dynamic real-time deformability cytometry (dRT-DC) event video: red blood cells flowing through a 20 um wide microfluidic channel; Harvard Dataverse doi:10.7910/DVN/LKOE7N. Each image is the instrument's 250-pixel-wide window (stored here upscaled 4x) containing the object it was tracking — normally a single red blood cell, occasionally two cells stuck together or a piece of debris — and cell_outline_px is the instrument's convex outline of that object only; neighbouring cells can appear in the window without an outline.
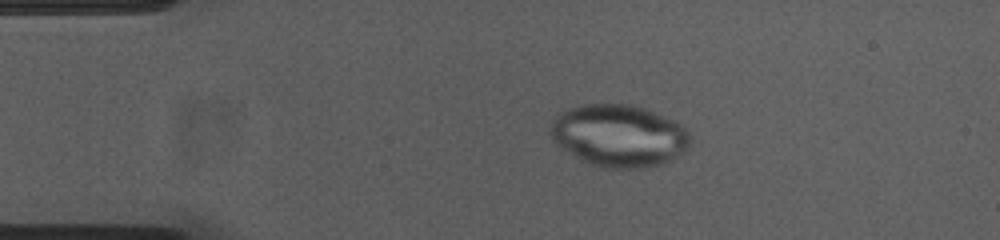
{"species": "common noctule bat (a hibernating species)", "species_latin": "Nyctalus noctula", "temperature_condition": "cold", "stored_images_in_passage": 53, "camera_frame_rate_fps": 3000, "um_per_image_px": 0.085, "animal": {"sex": "female", "body_mass_g": 23.0, "forearm_length_mm": 53.4}, "frame": {"image": 1, "passage_image": 10, "time_ms": 3.0, "image_size_px": [1000, 240], "cell_outline_px": [[688, 148], [684, 152], [664, 164], [644, 168], [600, 168], [588, 164], [580, 160], [568, 152], [552, 140], [548, 128], [552, 120], [560, 112], [584, 104], [632, 104], [644, 108], [672, 120], [680, 124], [688, 132]], "centroid_in_image_um": [52.57, 11.55], "position_along_channel_um": 32.4, "area_um2": 50.81}}
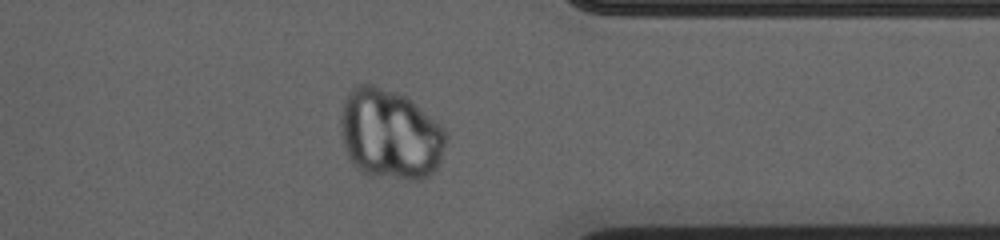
{"frame": {"image": 2, "passage_image": 42, "time_ms": 13.667, "image_size_px": [1000, 240], "cell_outline_px": [[448, 136], [440, 164], [428, 176], [420, 180], [408, 180], [368, 176], [352, 164], [344, 148], [340, 132], [340, 120], [344, 104], [348, 92], [352, 88], [360, 84], [372, 84], [408, 96], [436, 120], [448, 132]], "centroid_in_image_um": [33.18, 11.43], "position_along_channel_um": 378.2, "area_um2": 56.36}}
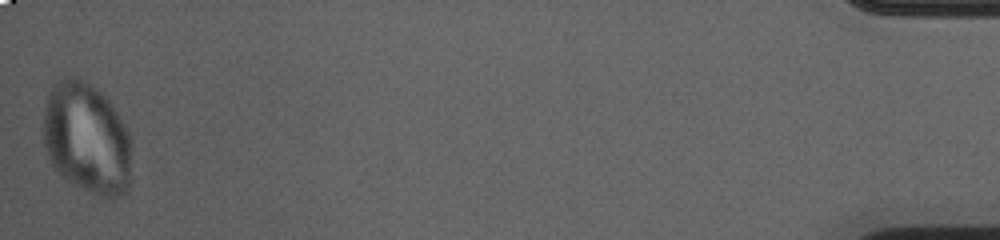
{"frame": {"image": 3, "passage_image": 53, "time_ms": 17.333, "image_size_px": [1000, 240], "cell_outline_px": [[128, 188], [120, 196], [112, 200], [100, 196], [72, 184], [64, 180], [52, 168], [48, 160], [44, 144], [44, 112], [48, 92], [52, 84], [64, 76], [76, 76], [84, 80], [96, 88], [108, 100], [116, 112], [128, 132]], "centroid_in_image_um": [7.3, 11.76], "position_along_channel_um": 427.9, "area_um2": 57.22}}